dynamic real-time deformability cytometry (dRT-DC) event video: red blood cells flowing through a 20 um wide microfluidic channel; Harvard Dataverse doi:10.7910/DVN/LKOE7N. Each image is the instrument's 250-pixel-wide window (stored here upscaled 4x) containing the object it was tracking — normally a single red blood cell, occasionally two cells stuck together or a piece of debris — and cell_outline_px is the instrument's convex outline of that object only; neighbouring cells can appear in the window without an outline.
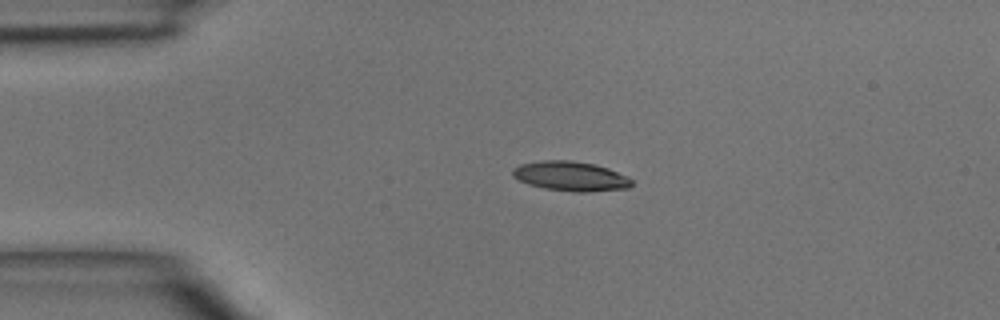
{"species": "common noctule bat (a hibernating species)", "species_latin": "Nyctalus noctula", "temperature_condition": "room temperature", "stored_images_in_passage": 2, "camera_frame_rate_fps": 3000, "um_per_image_px": 0.085, "animal": {"sex": "male", "body_mass_g": 15.6}, "frame": {"image": 1, "passage_image": 1, "time_ms": 0.0, "image_size_px": [1000, 320], "cell_outline_px": [[632, 184], [628, 188], [588, 192], [572, 192], [544, 188], [528, 184], [512, 176], [512, 168], [520, 164], [544, 160], [572, 160], [596, 164], [608, 168], [628, 176], [632, 180]], "centroid_in_image_um": [48.51, 14.97], "position_along_channel_um": 36.5, "area_um2": 20.69}}